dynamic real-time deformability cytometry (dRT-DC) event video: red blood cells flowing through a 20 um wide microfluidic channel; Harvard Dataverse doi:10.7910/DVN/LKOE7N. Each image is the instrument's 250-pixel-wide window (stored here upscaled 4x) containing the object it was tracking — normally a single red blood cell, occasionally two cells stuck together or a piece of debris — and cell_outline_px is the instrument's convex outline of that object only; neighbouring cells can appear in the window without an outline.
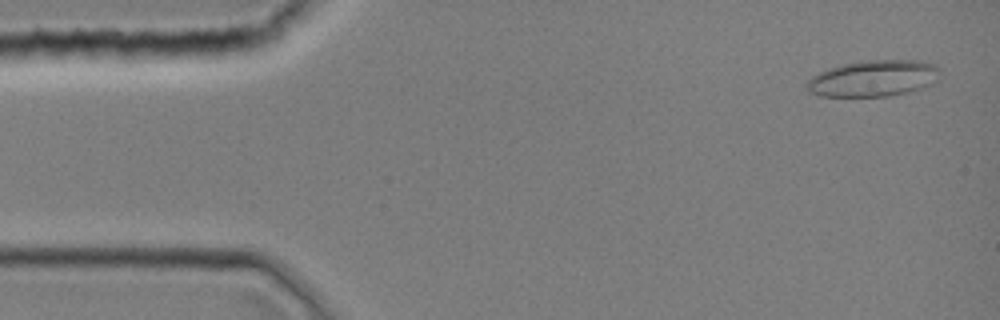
{"species": "common noctule bat (a hibernating species)", "species_latin": "Nyctalus noctula", "temperature_condition": "room temperature", "stored_images_in_passage": 43, "camera_frame_rate_fps": 3000, "um_per_image_px": 0.085, "animal": {"sex": "female", "body_mass_g": 19.0, "forearm_length_mm": 51.5}, "frame": {"image": 1, "passage_image": 2, "time_ms": 0.333, "image_size_px": [1000, 320], "cell_outline_px": [[940, 72], [936, 80], [932, 84], [924, 88], [908, 92], [888, 96], [820, 96], [808, 92], [804, 84], [812, 76], [828, 68], [840, 64], [868, 60], [920, 60], [936, 64], [940, 68]], "centroid_in_image_um": [74.25, 6.66], "position_along_channel_um": 10.8, "area_um2": 28.55}}
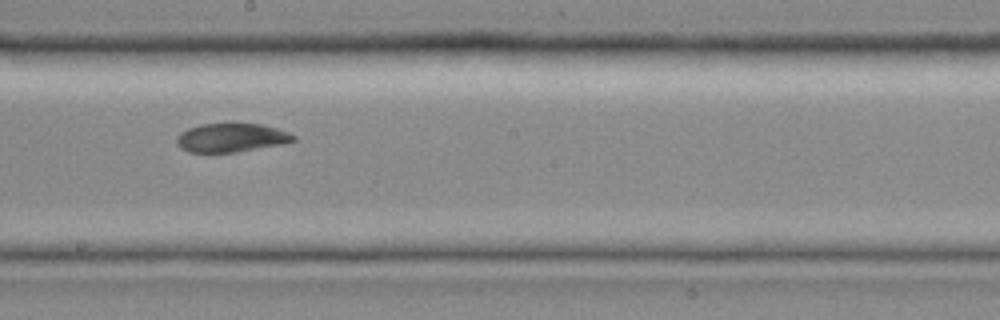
{"frame": {"image": 2, "passage_image": 24, "time_ms": 7.667, "image_size_px": [1000, 320], "cell_outline_px": [[296, 140], [280, 144], [236, 152], [188, 152], [180, 148], [176, 144], [176, 140], [180, 132], [188, 128], [200, 124], [260, 124], [276, 128], [288, 132], [296, 136]], "centroid_in_image_um": [19.62, 11.71], "position_along_channel_um": 228.6, "area_um2": 19.36}}
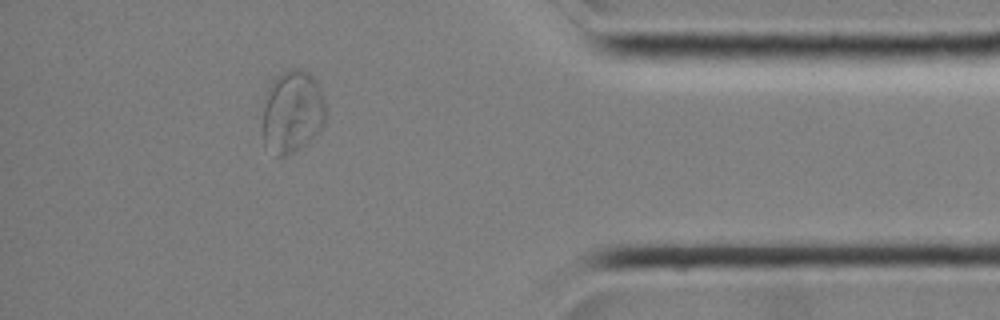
{"frame": {"image": 3, "passage_image": 38, "time_ms": 12.333, "image_size_px": [1000, 320], "cell_outline_px": [[324, 124], [308, 144], [288, 156], [276, 156], [264, 148], [264, 108], [268, 84], [280, 72], [288, 68], [300, 68], [308, 72], [316, 80], [324, 100]], "centroid_in_image_um": [24.83, 9.51], "position_along_channel_um": 410.4, "area_um2": 30.75}}